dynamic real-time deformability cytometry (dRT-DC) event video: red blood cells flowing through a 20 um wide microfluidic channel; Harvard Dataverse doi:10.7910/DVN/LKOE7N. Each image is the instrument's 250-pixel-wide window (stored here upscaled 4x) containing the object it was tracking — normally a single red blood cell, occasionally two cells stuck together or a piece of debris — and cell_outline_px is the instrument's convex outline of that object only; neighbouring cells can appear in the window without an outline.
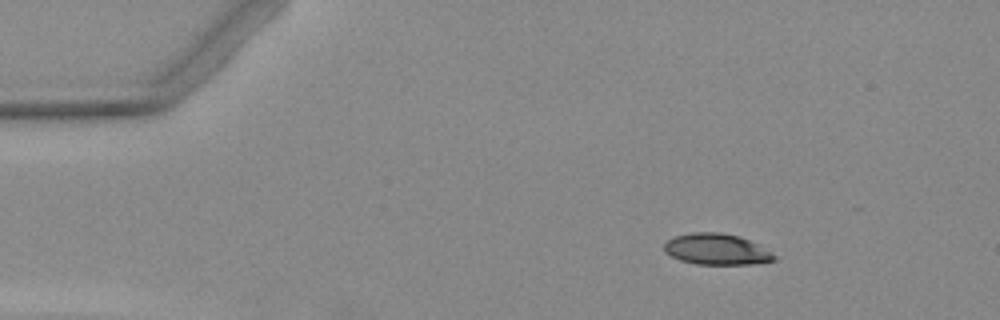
{"species": "Egyptian fruit bat (a non-hibernating species)", "species_latin": "Rousettus aegyptiacus", "temperature_condition": "warm", "stored_images_in_passage": 4, "camera_frame_rate_fps": 3000, "um_per_image_px": 0.085, "animal": {"sex": "female"}, "frame": {"image": 1, "passage_image": 2, "time_ms": 1.333, "image_size_px": [1000, 320], "cell_outline_px": [[776, 260], [752, 264], [696, 264], [680, 260], [664, 252], [664, 244], [668, 240], [676, 236], [692, 232], [720, 232], [740, 236], [760, 244], [772, 252], [776, 256]], "centroid_in_image_um": [60.94, 21.18], "position_along_channel_um": 24.1, "area_um2": 20.06}}